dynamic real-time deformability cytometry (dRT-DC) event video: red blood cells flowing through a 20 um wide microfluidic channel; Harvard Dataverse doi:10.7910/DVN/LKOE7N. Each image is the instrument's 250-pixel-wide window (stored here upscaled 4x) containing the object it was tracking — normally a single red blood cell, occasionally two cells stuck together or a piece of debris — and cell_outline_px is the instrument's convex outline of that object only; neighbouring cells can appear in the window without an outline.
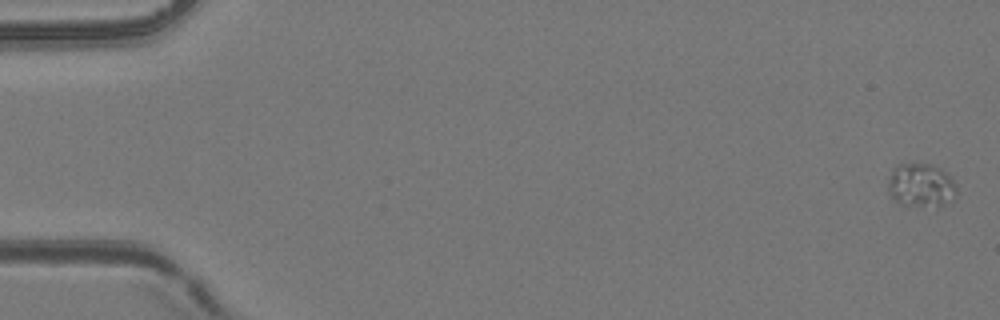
{"species": "common noctule bat (a hibernating species)", "species_latin": "Nyctalus noctula", "temperature_condition": "room temperature", "stored_images_in_passage": 5, "camera_frame_rate_fps": 3000, "um_per_image_px": 0.085, "animal": {"sex": "female", "body_mass_g": 24.6, "forearm_length_mm": 56.2}, "frame": {"image": 1, "passage_image": 1, "time_ms": 0.0, "image_size_px": [1000, 320], "cell_outline_px": [[956, 196], [952, 200], [940, 204], [900, 204], [888, 192], [888, 176], [892, 168], [896, 164], [928, 164], [940, 168], [952, 176], [956, 188]], "centroid_in_image_um": [78.26, 15.69], "position_along_channel_um": 6.7, "area_um2": 17.11}}
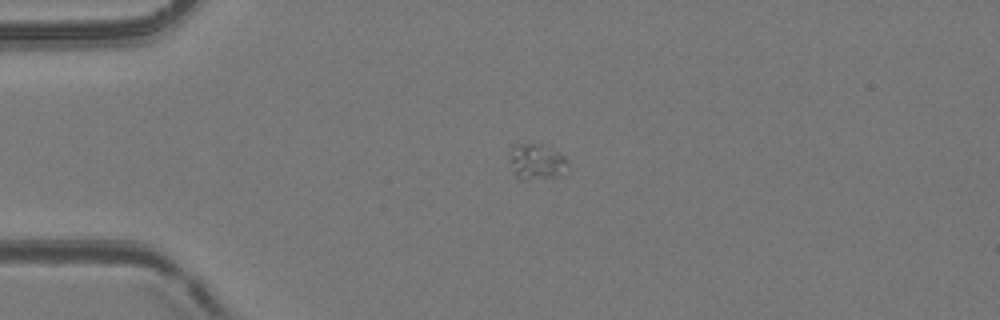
{"frame": {"image": 2, "passage_image": 4, "time_ms": 4.333, "image_size_px": [1000, 320], "cell_outline_px": [[568, 164], [560, 176], [524, 180], [520, 180], [512, 172], [512, 144], [540, 144], [552, 148], [560, 152], [564, 156]], "centroid_in_image_um": [45.63, 13.75], "position_along_channel_um": 39.4, "area_um2": 11.96}}